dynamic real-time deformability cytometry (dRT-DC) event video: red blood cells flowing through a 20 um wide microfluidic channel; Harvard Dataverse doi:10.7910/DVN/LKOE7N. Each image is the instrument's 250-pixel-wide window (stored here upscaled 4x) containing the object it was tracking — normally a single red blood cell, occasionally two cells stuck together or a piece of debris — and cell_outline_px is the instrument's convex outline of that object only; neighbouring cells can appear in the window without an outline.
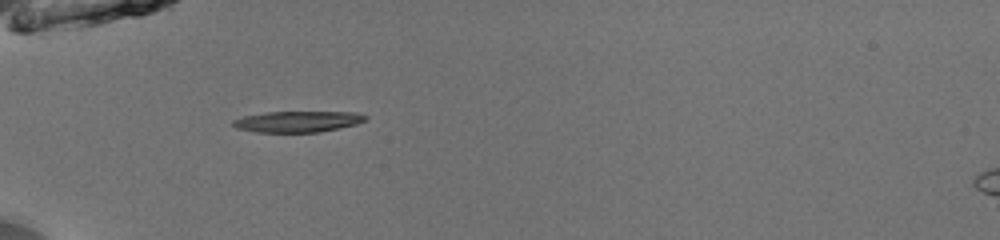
{"species": "common noctule bat (a hibernating species)", "species_latin": "Nyctalus noctula", "temperature_condition": "room temperature", "stored_images_in_passage": 35, "camera_frame_rate_fps": 3000, "um_per_image_px": 0.085, "animal": {"sex": "male", "body_mass_g": 13.0, "forearm_length_mm": 53.1}, "frame": {"image": 1, "passage_image": 1, "time_ms": 0.0, "image_size_px": [1000, 240], "cell_outline_px": [[368, 116], [364, 120], [356, 124], [320, 132], [256, 132], [236, 128], [232, 124], [232, 120], [244, 116], [268, 112], [356, 112]], "centroid_in_image_um": [25.28, 10.33], "position_along_channel_um": 59.7, "area_um2": 16.13}}
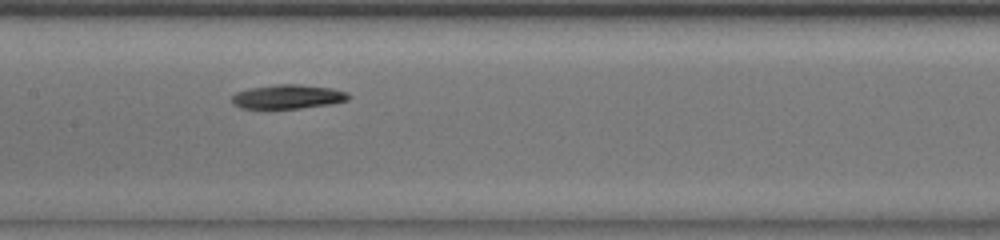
{"frame": {"image": 2, "passage_image": 11, "time_ms": 3.333, "image_size_px": [1000, 240], "cell_outline_px": [[352, 96], [348, 100], [328, 104], [300, 108], [240, 108], [232, 104], [232, 96], [236, 92], [248, 88], [276, 84], [296, 84], [332, 88], [348, 92]], "centroid_in_image_um": [24.46, 8.21], "position_along_channel_um": 182.9, "area_um2": 16.42}}
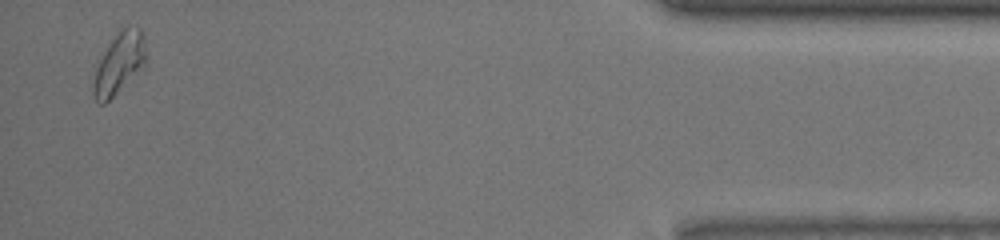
{"frame": {"image": 3, "passage_image": 34, "time_ms": 11.0, "image_size_px": [1000, 240], "cell_outline_px": [[148, 64], [104, 104], [100, 104], [92, 96], [92, 84], [96, 68], [104, 52], [120, 28], [140, 28], [144, 40], [148, 56]], "centroid_in_image_um": [10.16, 5.42], "position_along_channel_um": 425.0, "area_um2": 18.79}, "authors_computed_cell_mechanics": {"area_um2": 16.6464, "velocity_mm_per_s": 3.9577, "shape_relaxation_time_tau1_ms": 4.0972, "shape_relaxation_time_tau2_ms": null, "deformation_change_tau1": 0.1486, "deformation_change_tau2": null}}